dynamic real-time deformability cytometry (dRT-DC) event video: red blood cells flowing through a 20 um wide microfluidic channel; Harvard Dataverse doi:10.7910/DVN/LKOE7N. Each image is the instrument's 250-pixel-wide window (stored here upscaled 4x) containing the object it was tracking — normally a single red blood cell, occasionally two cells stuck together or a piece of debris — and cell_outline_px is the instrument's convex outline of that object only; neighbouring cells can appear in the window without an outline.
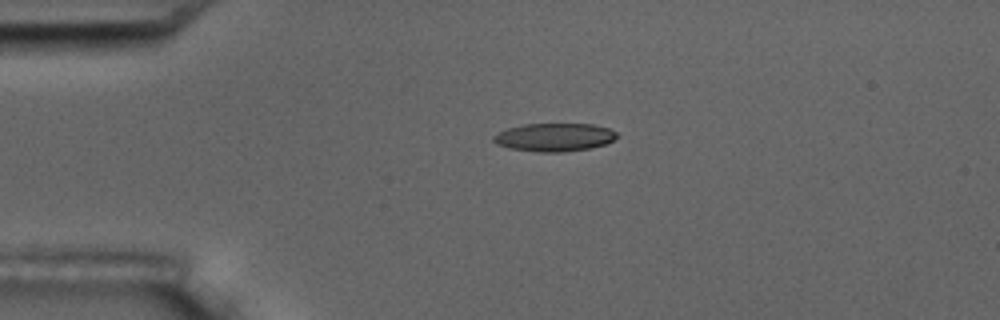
{"species": "common noctule bat (a hibernating species)", "species_latin": "Nyctalus noctula", "temperature_condition": "room temperature", "stored_images_in_passage": 2, "camera_frame_rate_fps": 3000, "um_per_image_px": 0.085, "animal": {"sex": "male", "body_mass_g": 17.5, "forearm_length_mm": 52.3}, "frame": {"image": 1, "passage_image": 1, "time_ms": 0.0, "image_size_px": [1000, 320], "cell_outline_px": [[616, 136], [612, 140], [604, 144], [588, 148], [564, 152], [540, 152], [508, 148], [496, 144], [492, 140], [492, 136], [508, 128], [524, 124], [592, 124], [608, 128], [616, 132]], "centroid_in_image_um": [47.07, 11.66], "position_along_channel_um": 37.9, "area_um2": 20.06}}